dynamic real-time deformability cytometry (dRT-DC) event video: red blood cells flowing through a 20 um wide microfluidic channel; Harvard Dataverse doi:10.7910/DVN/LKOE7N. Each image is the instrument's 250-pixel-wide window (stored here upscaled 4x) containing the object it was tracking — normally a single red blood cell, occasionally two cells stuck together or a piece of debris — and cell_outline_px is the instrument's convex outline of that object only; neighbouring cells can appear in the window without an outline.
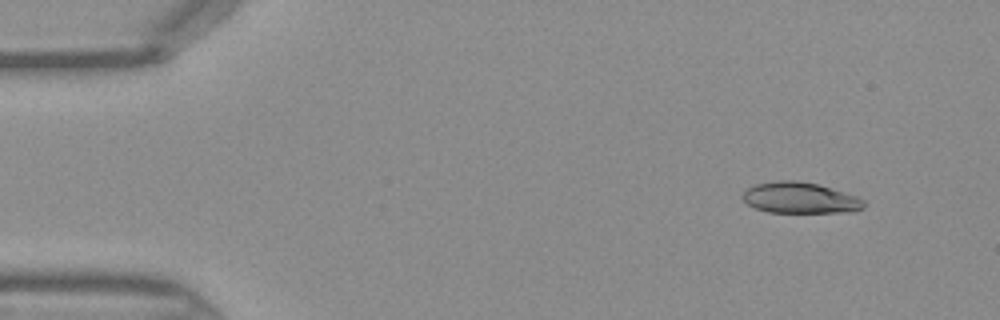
{"species": "Egyptian fruit bat (a non-hibernating species)", "species_latin": "Rousettus aegyptiacus", "temperature_condition": "warm", "stored_images_in_passage": 44, "camera_frame_rate_fps": 3000, "um_per_image_px": 0.085, "frame": {"image": 1, "passage_image": 4, "time_ms": 1.0, "image_size_px": [1000, 320], "cell_outline_px": [[864, 208], [856, 212], [768, 212], [756, 208], [748, 204], [740, 196], [748, 188], [756, 184], [780, 180], [792, 180], [816, 184], [856, 196], [864, 200]], "centroid_in_image_um": [68.0, 16.83], "position_along_channel_um": 17.0, "area_um2": 21.68}}
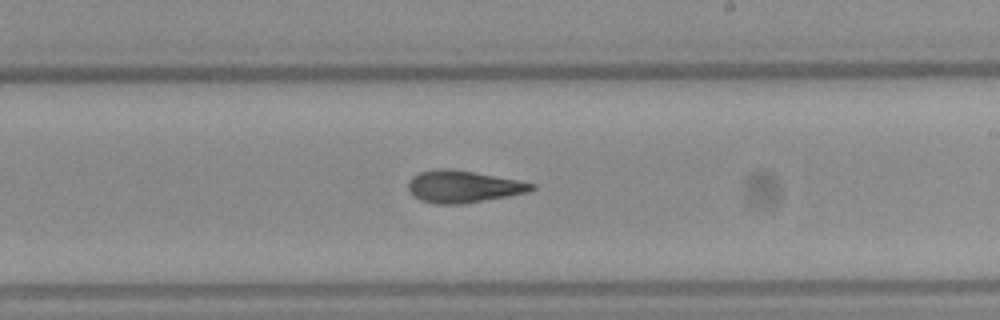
{"frame": {"image": 2, "passage_image": 26, "time_ms": 8.333, "image_size_px": [1000, 320], "cell_outline_px": [[536, 188], [528, 192], [508, 196], [460, 204], [436, 204], [420, 200], [412, 196], [408, 188], [408, 180], [412, 176], [420, 172], [440, 168], [452, 168], [516, 180], [536, 184]], "centroid_in_image_um": [39.33, 15.86], "position_along_channel_um": 249.7, "area_um2": 23.0}}
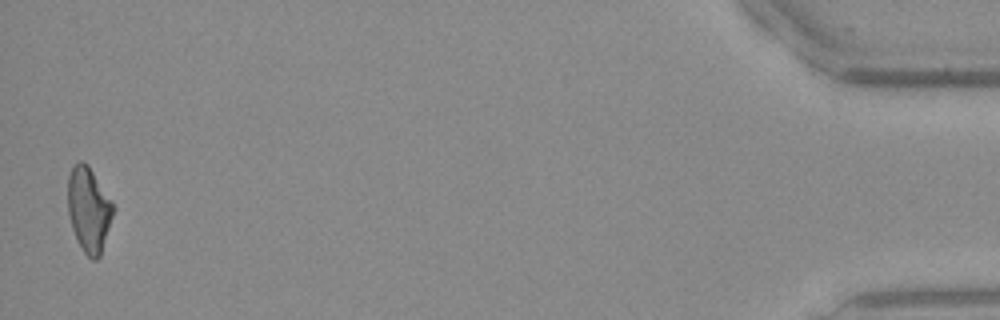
{"frame": {"image": 3, "passage_image": 44, "time_ms": 14.333, "image_size_px": [1000, 320], "cell_outline_px": [[116, 208], [100, 256], [96, 260], [92, 260], [84, 252], [76, 240], [68, 216], [68, 176], [72, 168], [80, 160], [84, 160], [88, 164], [112, 200]], "centroid_in_image_um": [7.56, 17.81], "position_along_channel_um": 427.6, "area_um2": 22.77}}